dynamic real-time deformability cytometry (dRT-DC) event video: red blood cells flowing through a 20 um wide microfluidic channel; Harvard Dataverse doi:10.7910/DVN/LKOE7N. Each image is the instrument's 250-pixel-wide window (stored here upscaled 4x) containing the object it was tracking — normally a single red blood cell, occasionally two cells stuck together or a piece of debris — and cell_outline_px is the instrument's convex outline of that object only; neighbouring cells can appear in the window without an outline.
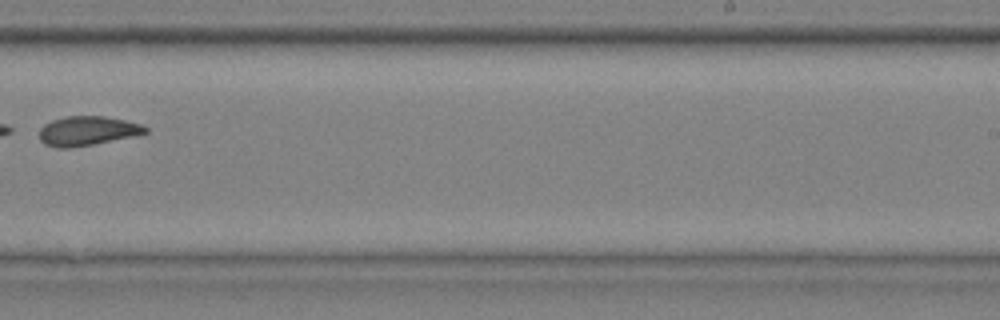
{"species": "common noctule bat (a hibernating species)", "species_latin": "Nyctalus noctula", "temperature_condition": "cold", "stored_images_in_passage": 6, "camera_frame_rate_fps": 3000, "um_per_image_px": 0.085, "animal": {"sex": "male", "body_mass_g": 20.4}, "frame": {"image": 1, "passage_image": 6, "time_ms": 1.667, "image_size_px": [1000, 320], "cell_outline_px": [[148, 132], [136, 136], [92, 144], [68, 148], [56, 148], [44, 144], [40, 140], [40, 128], [44, 124], [52, 120], [68, 116], [104, 116], [124, 120], [140, 124], [148, 128]], "centroid_in_image_um": [7.42, 11.13], "position_along_channel_um": 281.6, "area_um2": 18.09}}